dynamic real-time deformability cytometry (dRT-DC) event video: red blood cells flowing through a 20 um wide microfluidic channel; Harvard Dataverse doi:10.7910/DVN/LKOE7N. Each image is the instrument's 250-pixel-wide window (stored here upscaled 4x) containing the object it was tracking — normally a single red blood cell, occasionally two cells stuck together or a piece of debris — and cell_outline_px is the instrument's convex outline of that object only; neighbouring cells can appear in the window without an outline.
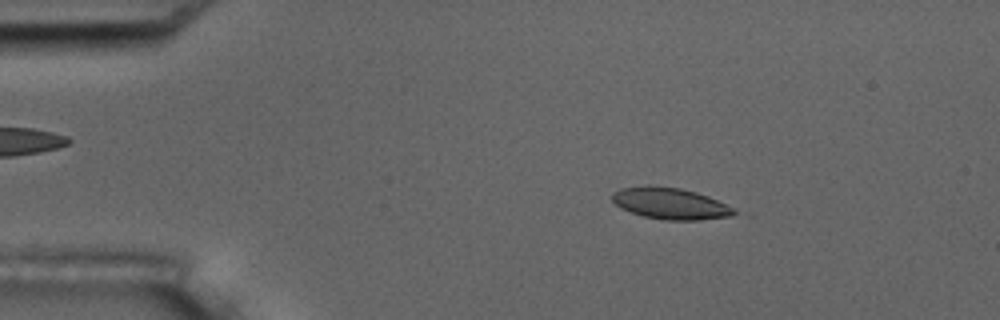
{"species": "common noctule bat (a hibernating species)", "species_latin": "Nyctalus noctula", "temperature_condition": "room temperature", "stored_images_in_passage": 4, "camera_frame_rate_fps": 3000, "um_per_image_px": 0.085, "animal": {"sex": "male", "body_mass_g": 17.5, "forearm_length_mm": 52.3}, "frame": {"image": 1, "passage_image": 2, "time_ms": 1.0, "image_size_px": [1000, 320], "cell_outline_px": [[752, 216], [700, 220], [664, 220], [644, 216], [620, 208], [612, 200], [612, 192], [620, 188], [648, 184], [652, 184], [680, 188], [696, 192], [708, 196], [736, 208]], "centroid_in_image_um": [57.16, 17.31], "position_along_channel_um": 27.8, "area_um2": 23.47}}